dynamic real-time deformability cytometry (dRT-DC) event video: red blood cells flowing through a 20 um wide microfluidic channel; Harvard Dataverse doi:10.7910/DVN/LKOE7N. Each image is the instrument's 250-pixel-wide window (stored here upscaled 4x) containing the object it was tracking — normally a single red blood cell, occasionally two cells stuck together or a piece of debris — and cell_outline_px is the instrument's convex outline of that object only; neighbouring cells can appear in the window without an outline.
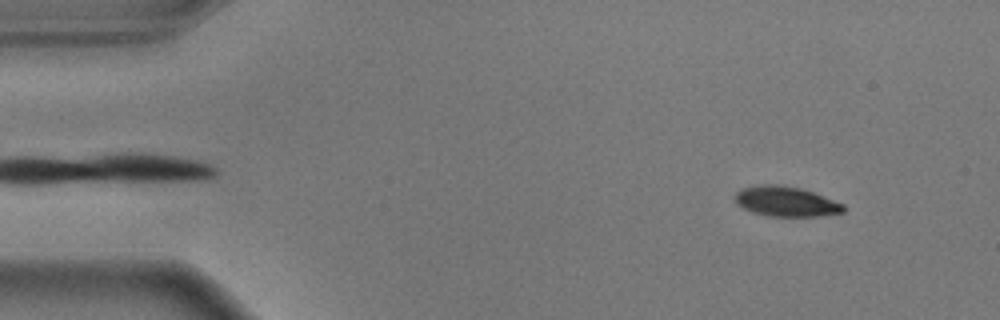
{"species": "common noctule bat (a hibernating species)", "species_latin": "Nyctalus noctula", "temperature_condition": "warm", "stored_images_in_passage": 55, "camera_frame_rate_fps": 3000, "um_per_image_px": 0.085, "animal": {"sex": "male", "body_mass_g": 17.9}, "frame": {"image": 1, "passage_image": 5, "time_ms": 1.333, "image_size_px": [1000, 320], "cell_outline_px": [[844, 212], [820, 216], [768, 216], [752, 212], [736, 204], [732, 196], [740, 188], [760, 184], [784, 184], [800, 188], [812, 192], [844, 204]], "centroid_in_image_um": [66.74, 17.11], "position_along_channel_um": 18.3, "area_um2": 19.19}}
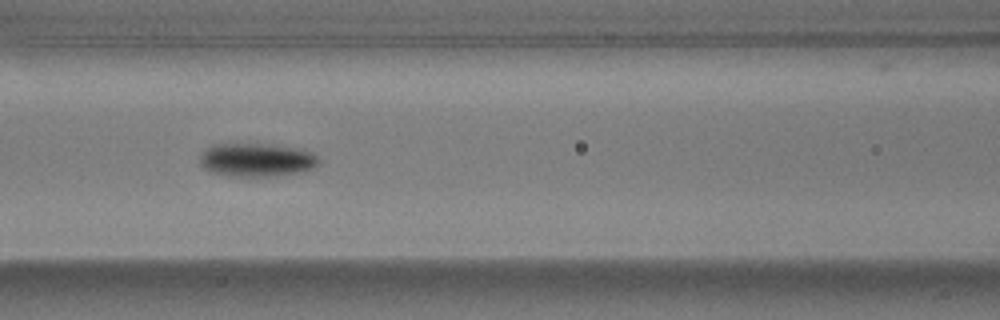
{"frame": {"image": 2, "passage_image": 23, "time_ms": 7.333, "image_size_px": [1000, 320], "cell_outline_px": [[320, 160], [312, 168], [300, 172], [276, 176], [232, 176], [212, 172], [204, 168], [200, 164], [200, 156], [204, 148], [212, 144], [256, 140], [300, 148], [316, 156]], "centroid_in_image_um": [21.76, 13.52], "position_along_channel_um": 144.8, "area_um2": 24.22}}
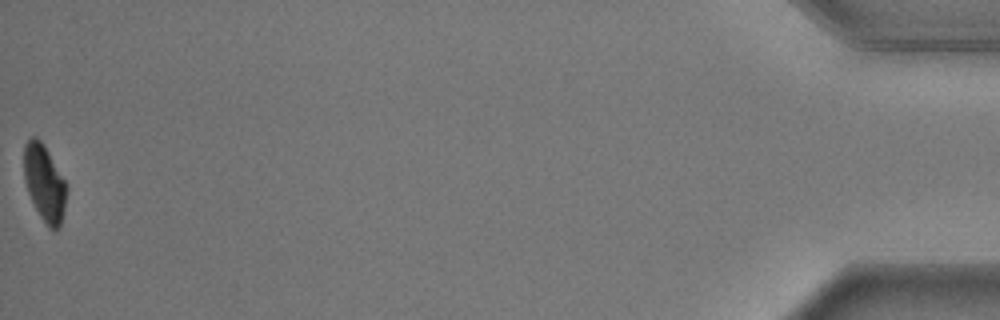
{"frame": {"image": 3, "passage_image": 55, "time_ms": 18.0, "image_size_px": [1000, 320], "cell_outline_px": [[68, 188], [64, 208], [60, 224], [56, 232], [48, 228], [40, 216], [28, 192], [24, 180], [24, 144], [32, 136], [36, 136], [44, 144], [64, 180]], "centroid_in_image_um": [3.77, 15.55], "position_along_channel_um": 431.4, "area_um2": 18.9}, "authors_computed_cell_mechanics": {"area_um2": 20.9236, "velocity_mm_per_s": 3.6246, "shape_relaxation_time_tau1_ms": 2.9948, "shape_relaxation_time_tau2_ms": null, "deformation_change_tau1": 0.1706, "deformation_change_tau2": null}}